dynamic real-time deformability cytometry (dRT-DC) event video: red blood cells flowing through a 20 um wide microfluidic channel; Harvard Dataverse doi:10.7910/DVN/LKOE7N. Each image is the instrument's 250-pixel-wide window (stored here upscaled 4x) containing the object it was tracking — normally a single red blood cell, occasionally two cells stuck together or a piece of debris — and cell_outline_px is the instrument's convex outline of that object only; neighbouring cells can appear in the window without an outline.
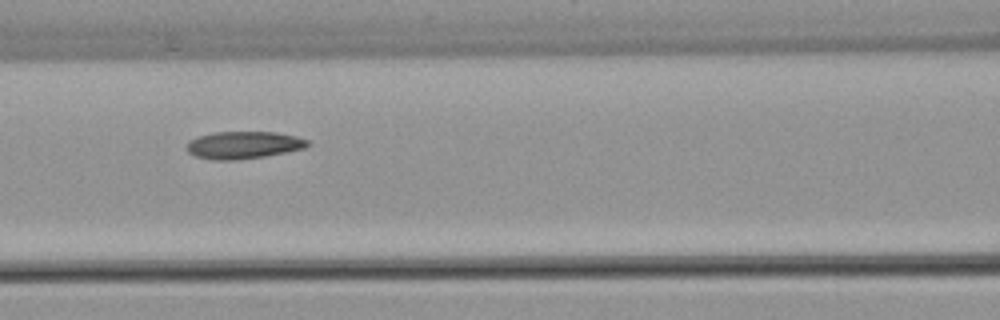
{"species": "common noctule bat (a hibernating species)", "species_latin": "Nyctalus noctula", "temperature_condition": "warm", "stored_images_in_passage": 6, "camera_frame_rate_fps": 3000, "um_per_image_px": 0.085, "animal": {"sex": "female", "body_mass_g": 22.7, "forearm_length_mm": 54.2}, "frame": {"image": 1, "passage_image": 6, "time_ms": 7.0, "image_size_px": [1000, 320], "cell_outline_px": [[312, 144], [304, 148], [264, 156], [236, 160], [212, 160], [196, 156], [188, 152], [184, 148], [188, 140], [200, 136], [216, 132], [276, 132], [296, 136], [308, 140]], "centroid_in_image_um": [20.67, 12.33], "position_along_channel_um": 145.9, "area_um2": 19.31}}